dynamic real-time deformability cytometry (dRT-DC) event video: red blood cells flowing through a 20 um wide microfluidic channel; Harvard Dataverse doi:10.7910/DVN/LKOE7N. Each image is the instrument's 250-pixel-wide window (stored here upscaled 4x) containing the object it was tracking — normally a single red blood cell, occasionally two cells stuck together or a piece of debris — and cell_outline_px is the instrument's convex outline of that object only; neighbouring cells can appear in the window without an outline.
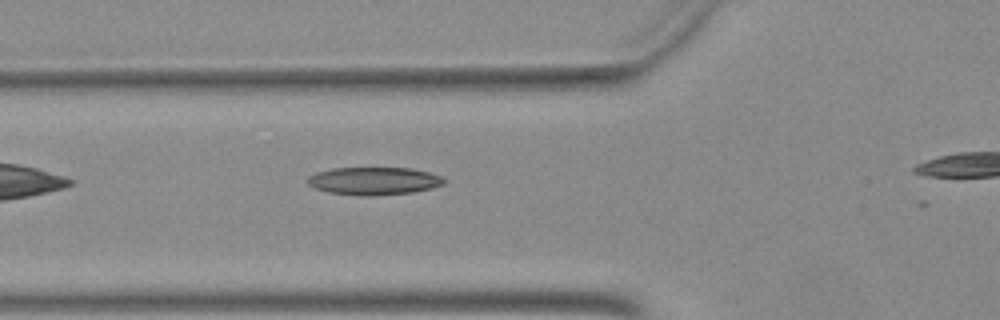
{"species": "Egyptian fruit bat (a non-hibernating species)", "species_latin": "Rousettus aegyptiacus", "temperature_condition": "warm", "stored_images_in_passage": 28, "camera_frame_rate_fps": 3000, "um_per_image_px": 0.085, "animal": {"sex": "female"}, "frame": {"image": 1, "passage_image": 3, "time_ms": 0.667, "image_size_px": [1000, 320], "cell_outline_px": [[448, 180], [444, 184], [432, 188], [412, 192], [372, 196], [360, 196], [328, 192], [316, 188], [308, 184], [308, 176], [316, 172], [332, 168], [412, 168], [428, 172], [440, 176]], "centroid_in_image_um": [31.8, 15.38], "position_along_channel_um": 94.0, "area_um2": 22.14}}
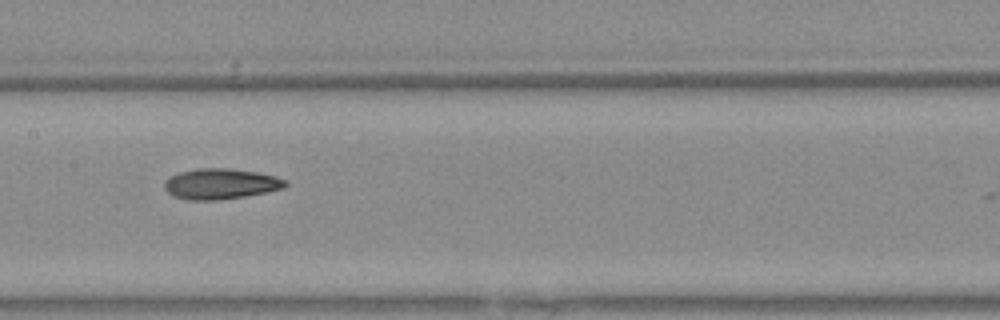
{"frame": {"image": 2, "passage_image": 10, "time_ms": 3.0, "image_size_px": [1000, 320], "cell_outline_px": [[288, 184], [284, 188], [244, 196], [216, 200], [188, 200], [176, 196], [168, 192], [164, 188], [164, 180], [180, 172], [196, 168], [228, 168], [256, 172], [276, 176], [288, 180]], "centroid_in_image_um": [18.77, 15.62], "position_along_channel_um": 188.6, "area_um2": 21.44}}
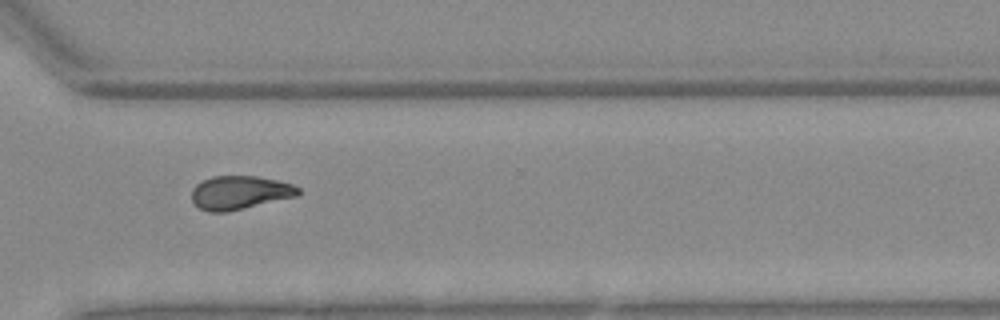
{"frame": {"image": 3, "passage_image": 22, "time_ms": 7.0, "image_size_px": [1000, 320], "cell_outline_px": [[300, 196], [228, 212], [208, 212], [200, 208], [192, 200], [192, 188], [196, 184], [212, 176], [256, 176], [276, 180], [292, 184], [300, 188]], "centroid_in_image_um": [20.41, 16.38], "position_along_channel_um": 350.2, "area_um2": 21.04}}